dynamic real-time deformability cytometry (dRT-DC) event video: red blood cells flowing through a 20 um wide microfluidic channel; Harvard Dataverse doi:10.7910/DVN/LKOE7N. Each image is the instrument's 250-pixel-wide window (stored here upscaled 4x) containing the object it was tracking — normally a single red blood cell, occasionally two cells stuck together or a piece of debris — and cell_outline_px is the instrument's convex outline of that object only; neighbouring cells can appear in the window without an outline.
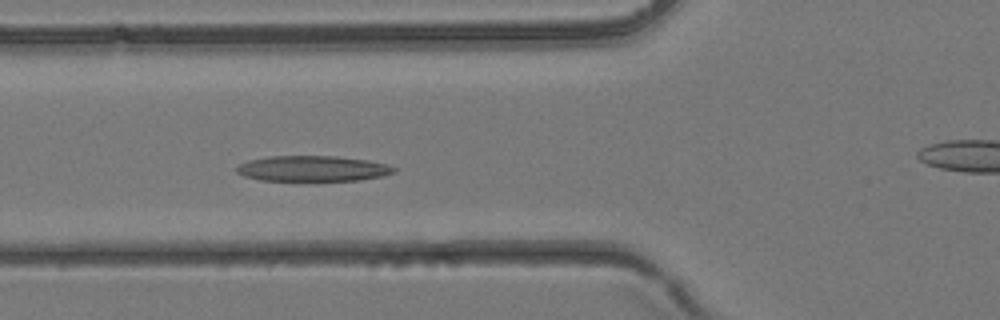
{"species": "common noctule bat (a hibernating species)", "species_latin": "Nyctalus noctula", "temperature_condition": "room temperature", "stored_images_in_passage": 37, "camera_frame_rate_fps": 3000, "um_per_image_px": 0.085, "animal": {"sex": "female", "body_mass_g": 24.6, "forearm_length_mm": 56.2}, "frame": {"image": 1, "passage_image": 12, "time_ms": 3.667, "image_size_px": [1000, 320], "cell_outline_px": [[396, 172], [384, 176], [360, 180], [260, 180], [244, 176], [236, 172], [236, 168], [240, 164], [248, 160], [268, 156], [336, 156], [368, 160], [388, 164], [396, 168]], "centroid_in_image_um": [26.61, 14.32], "position_along_channel_um": 99.2, "area_um2": 23.47}}
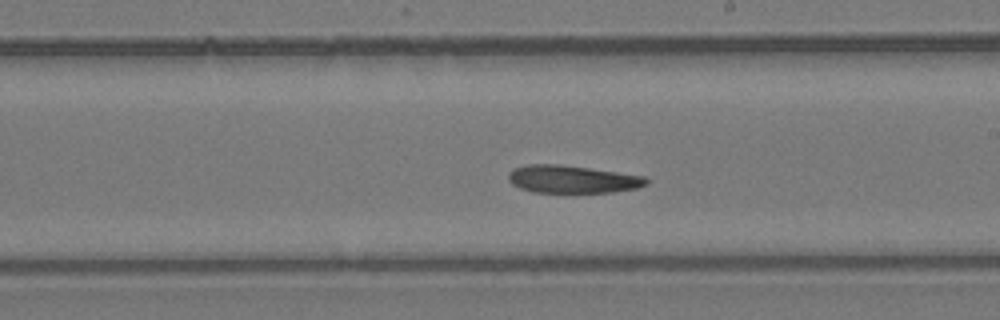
{"frame": {"image": 2, "passage_image": 20, "time_ms": 6.333, "image_size_px": [1000, 320], "cell_outline_px": [[648, 184], [636, 188], [612, 192], [532, 192], [520, 188], [512, 184], [508, 180], [508, 172], [512, 168], [528, 164], [560, 164], [644, 176], [648, 180]], "centroid_in_image_um": [48.59, 15.23], "position_along_channel_um": 240.4, "area_um2": 22.2}}
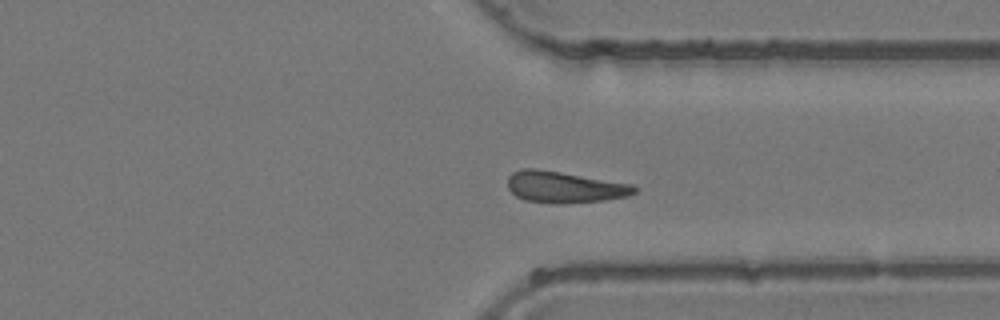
{"frame": {"image": 3, "passage_image": 27, "time_ms": 8.667, "image_size_px": [1000, 320], "cell_outline_px": [[640, 188], [636, 192], [628, 196], [604, 200], [556, 204], [552, 204], [524, 200], [516, 196], [508, 188], [508, 176], [512, 172], [520, 168], [536, 168], [632, 184]], "centroid_in_image_um": [47.96, 15.9], "position_along_channel_um": 363.4, "area_um2": 23.29}}